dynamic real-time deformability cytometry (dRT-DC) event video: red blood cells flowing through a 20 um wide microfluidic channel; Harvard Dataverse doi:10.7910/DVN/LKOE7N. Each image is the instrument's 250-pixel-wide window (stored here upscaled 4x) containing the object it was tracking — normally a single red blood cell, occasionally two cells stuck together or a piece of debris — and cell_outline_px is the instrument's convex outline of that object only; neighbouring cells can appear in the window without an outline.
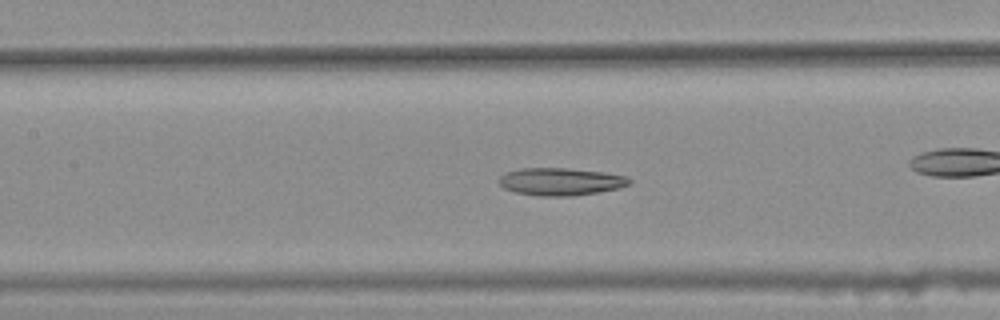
{"species": "common noctule bat (a hibernating species)", "species_latin": "Nyctalus noctula", "temperature_condition": "warm", "stored_images_in_passage": 39, "camera_frame_rate_fps": 3000, "um_per_image_px": 0.085, "animal": {"sex": "female", "body_mass_g": 25.1}, "frame": {"image": 1, "passage_image": 17, "time_ms": 5.333, "image_size_px": [1000, 320], "cell_outline_px": [[632, 184], [620, 188], [572, 196], [540, 196], [516, 192], [504, 188], [496, 180], [500, 176], [508, 172], [520, 168], [568, 168], [604, 172], [624, 176], [632, 180]], "centroid_in_image_um": [47.66, 15.43], "position_along_channel_um": 159.7, "area_um2": 20.92}}